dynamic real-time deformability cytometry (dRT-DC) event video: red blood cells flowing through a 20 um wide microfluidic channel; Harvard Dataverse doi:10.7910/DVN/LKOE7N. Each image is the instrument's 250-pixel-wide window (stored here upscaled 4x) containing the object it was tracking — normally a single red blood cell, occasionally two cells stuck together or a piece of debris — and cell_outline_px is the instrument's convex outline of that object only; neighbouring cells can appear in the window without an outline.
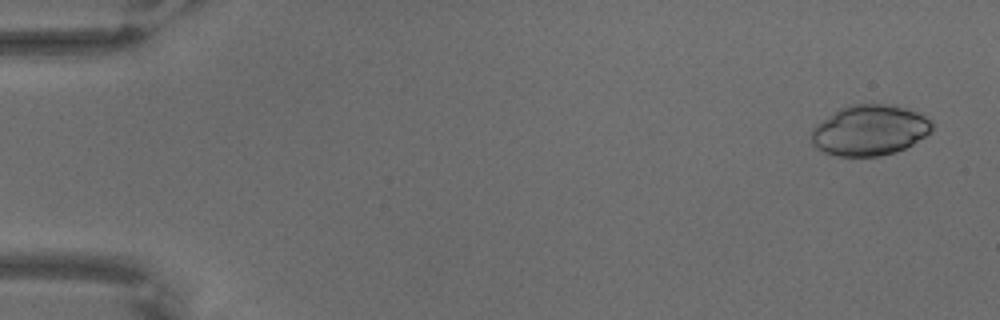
{"species": "common noctule bat (a hibernating species)", "species_latin": "Nyctalus noctula", "temperature_condition": "warm", "stored_images_in_passage": 65, "camera_frame_rate_fps": 3000, "um_per_image_px": 0.085, "animal": {"sex": "male", "body_mass_g": 18.8}, "frame": {"image": 1, "passage_image": 1, "time_ms": 0.0, "image_size_px": [1000, 320], "cell_outline_px": [[932, 128], [924, 136], [912, 144], [896, 152], [876, 156], [836, 156], [824, 152], [816, 148], [812, 144], [812, 128], [816, 124], [840, 108], [848, 104], [892, 104], [908, 108], [932, 120]], "centroid_in_image_um": [73.9, 11.06], "position_along_channel_um": 11.1, "area_um2": 35.49}}